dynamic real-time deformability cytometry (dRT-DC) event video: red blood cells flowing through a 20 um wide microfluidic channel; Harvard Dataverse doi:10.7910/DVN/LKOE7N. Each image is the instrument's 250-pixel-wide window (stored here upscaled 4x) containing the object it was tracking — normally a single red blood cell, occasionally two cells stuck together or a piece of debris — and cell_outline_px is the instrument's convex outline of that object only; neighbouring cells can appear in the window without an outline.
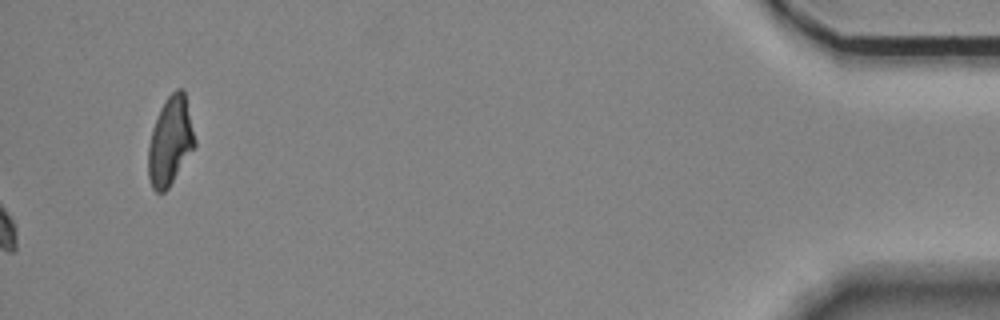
{"species": "Egyptian fruit bat (a non-hibernating species)", "species_latin": "Rousettus aegyptiacus", "temperature_condition": "room temperature", "stored_images_in_passage": 58, "camera_frame_rate_fps": 3000, "um_per_image_px": 0.085, "animal": {"sex": "female"}, "frame": {"image": 1, "passage_image": 58, "time_ms": 19.0, "image_size_px": [1000, 320], "cell_outline_px": [[196, 144], [168, 188], [164, 192], [156, 192], [152, 188], [148, 176], [148, 144], [152, 128], [160, 108], [168, 96], [176, 88], [180, 88], [184, 92], [196, 140]], "centroid_in_image_um": [14.45, 12.0], "position_along_channel_um": 420.8, "area_um2": 23.76}, "authors_computed_cell_mechanics": {"area_um2": 14.3922, "velocity_mm_per_s": 3.4752, "shape_relaxation_time_tau1_ms": 4.4499, "shape_relaxation_time_tau2_ms": 2.9811, "deformation_change_tau1": 0.1039, "deformation_change_tau2": 0.073}}